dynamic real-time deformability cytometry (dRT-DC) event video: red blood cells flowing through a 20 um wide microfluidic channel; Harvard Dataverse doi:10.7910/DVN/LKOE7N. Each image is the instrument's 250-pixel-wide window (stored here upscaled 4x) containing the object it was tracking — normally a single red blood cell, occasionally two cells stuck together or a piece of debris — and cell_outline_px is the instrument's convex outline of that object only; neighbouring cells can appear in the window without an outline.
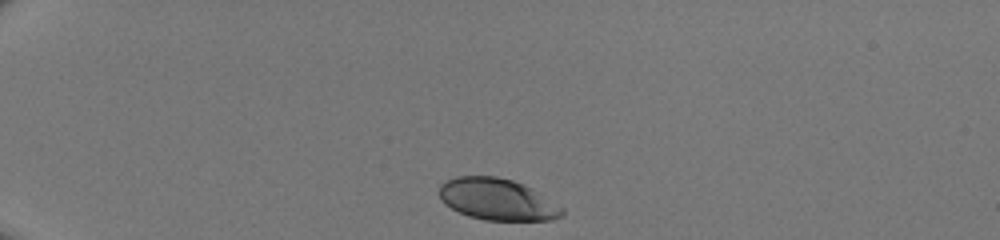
{"species": "human", "species_latin": "Homo sapiens", "temperature_condition": "room temperature", "stored_images_in_passage": 33, "camera_frame_rate_fps": 3000, "um_per_image_px": 0.085, "donor": {"sex": "male"}, "frame": {"image": 1, "passage_image": 1, "time_ms": 0.0, "image_size_px": [1000, 240], "cell_outline_px": [[564, 212], [560, 216], [552, 220], [484, 220], [468, 216], [444, 204], [440, 200], [440, 184], [444, 180], [456, 176], [496, 176], [512, 180], [532, 188], [564, 208]], "centroid_in_image_um": [42.25, 16.94], "position_along_channel_um": 42.8, "area_um2": 29.82}}
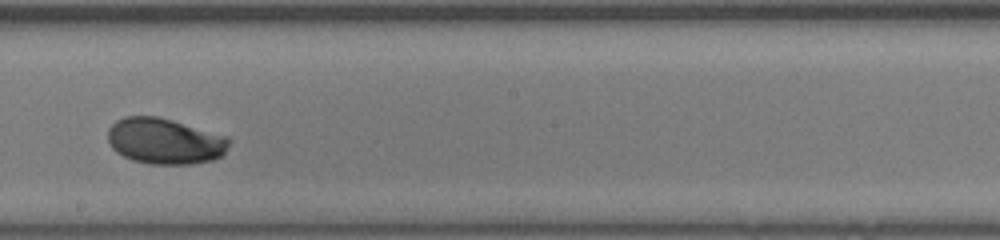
{"frame": {"image": 2, "passage_image": 19, "time_ms": 6.0, "image_size_px": [1000, 240], "cell_outline_px": [[232, 140], [224, 152], [220, 156], [212, 160], [192, 164], [152, 164], [132, 160], [116, 152], [112, 148], [108, 140], [108, 128], [116, 120], [124, 116], [156, 116], [172, 120], [228, 136]], "centroid_in_image_um": [14.0, 11.99], "position_along_channel_um": 234.2, "area_um2": 32.54}}
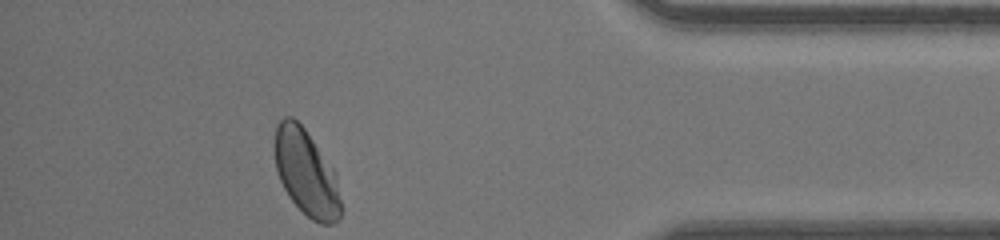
{"frame": {"image": 3, "passage_image": 33, "time_ms": 10.667, "image_size_px": [1000, 240], "cell_outline_px": [[344, 208], [340, 216], [332, 224], [320, 224], [312, 220], [288, 196], [280, 180], [276, 168], [276, 124], [284, 116], [292, 116], [304, 128], [336, 172]], "centroid_in_image_um": [26.08, 14.72], "position_along_channel_um": 409.1, "area_um2": 33.18}}